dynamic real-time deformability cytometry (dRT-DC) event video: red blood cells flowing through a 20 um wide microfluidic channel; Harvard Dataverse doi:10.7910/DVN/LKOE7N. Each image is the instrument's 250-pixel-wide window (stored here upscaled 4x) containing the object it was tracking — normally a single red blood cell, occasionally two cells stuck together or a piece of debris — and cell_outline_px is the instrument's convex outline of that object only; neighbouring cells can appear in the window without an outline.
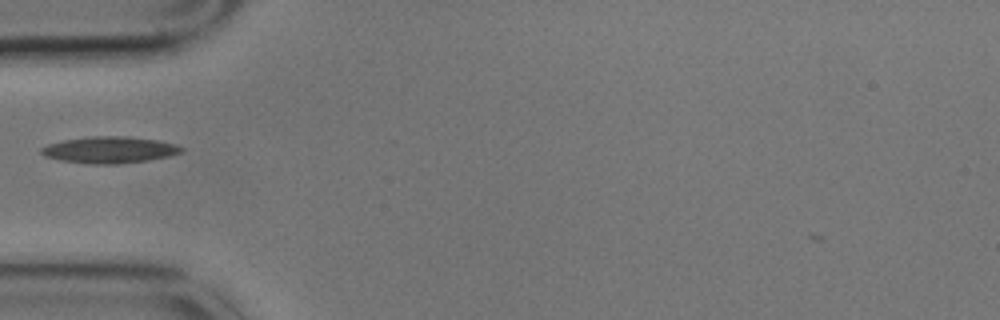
{"species": "common noctule bat (a hibernating species)", "species_latin": "Nyctalus noctula", "temperature_condition": "cold", "stored_images_in_passage": 41, "camera_frame_rate_fps": 3000, "um_per_image_px": 0.085, "animal": {"sex": "male", "body_mass_g": 17.9}, "frame": {"image": 1, "passage_image": 1, "time_ms": 0.0, "image_size_px": [1000, 320], "cell_outline_px": [[184, 152], [168, 156], [148, 160], [120, 164], [84, 164], [60, 160], [44, 156], [40, 152], [40, 148], [48, 144], [64, 140], [92, 136], [128, 136], [160, 140], [176, 144], [184, 148]], "centroid_in_image_um": [9.33, 12.74], "position_along_channel_um": 75.7, "area_um2": 21.96}}
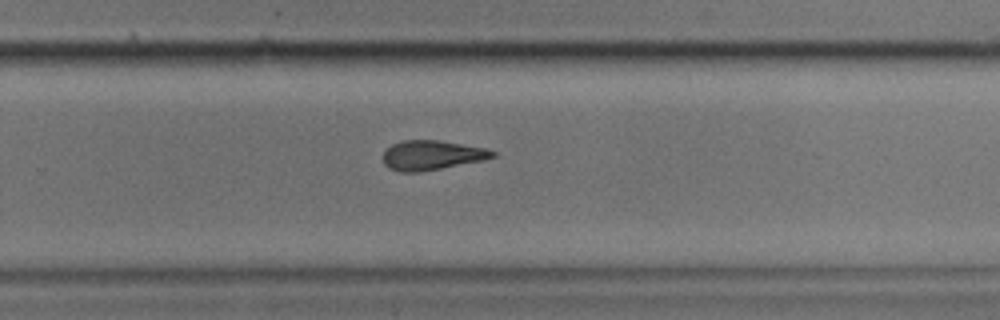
{"frame": {"image": 2, "passage_image": 20, "time_ms": 6.333, "image_size_px": [1000, 320], "cell_outline_px": [[496, 156], [484, 160], [420, 172], [400, 172], [388, 168], [384, 164], [384, 152], [392, 144], [404, 140], [440, 140], [488, 148], [496, 152]], "centroid_in_image_um": [36.73, 13.19], "position_along_channel_um": 293.1, "area_um2": 18.96}}
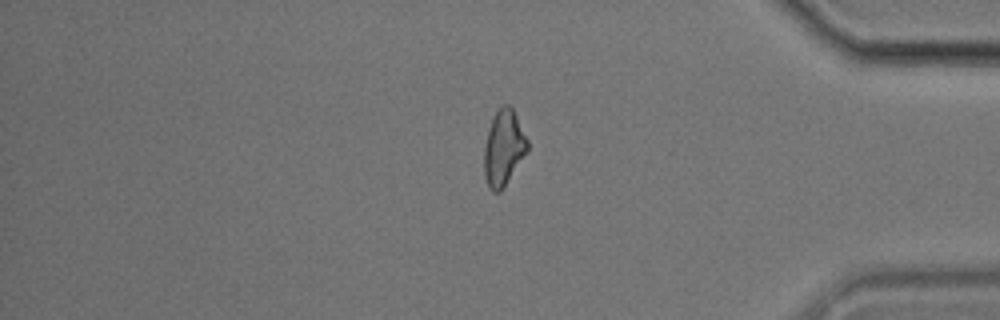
{"frame": {"image": 3, "passage_image": 31, "time_ms": 10.0, "image_size_px": [1000, 320], "cell_outline_px": [[528, 152], [504, 188], [500, 192], [492, 192], [488, 188], [484, 176], [484, 148], [492, 116], [504, 104], [508, 104], [512, 108], [528, 140]], "centroid_in_image_um": [42.81, 12.63], "position_along_channel_um": 392.4, "area_um2": 19.25}}